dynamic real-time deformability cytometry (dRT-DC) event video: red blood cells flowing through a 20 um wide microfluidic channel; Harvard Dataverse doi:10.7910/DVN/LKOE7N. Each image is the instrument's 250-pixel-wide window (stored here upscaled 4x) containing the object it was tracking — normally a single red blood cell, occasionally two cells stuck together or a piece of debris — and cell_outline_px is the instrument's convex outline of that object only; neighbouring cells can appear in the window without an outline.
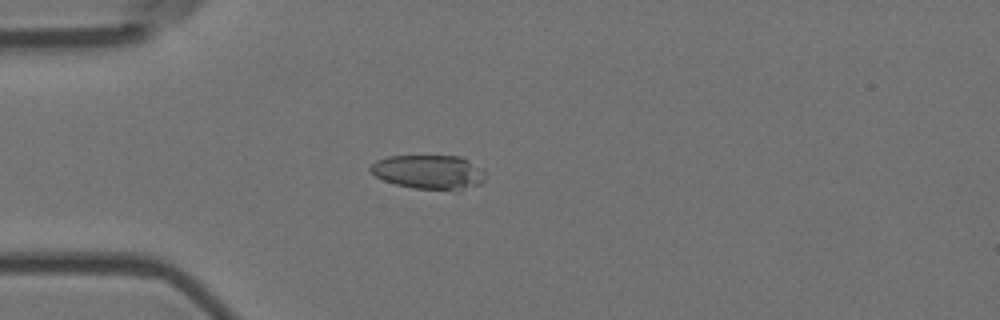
{"species": "Egyptian fruit bat (a non-hibernating species)", "species_latin": "Rousettus aegyptiacus", "temperature_condition": "room temperature", "stored_images_in_passage": 3, "camera_frame_rate_fps": 3000, "um_per_image_px": 0.085, "animal": {"sex": "female"}, "frame": {"image": 1, "passage_image": 3, "time_ms": 0.667, "image_size_px": [1000, 320], "cell_outline_px": [[488, 176], [480, 184], [460, 192], [456, 192], [412, 188], [396, 184], [384, 180], [376, 176], [368, 168], [376, 160], [388, 156], [460, 156], [468, 160], [480, 168]], "centroid_in_image_um": [36.51, 14.65], "position_along_channel_um": 48.5, "area_um2": 23.41}}